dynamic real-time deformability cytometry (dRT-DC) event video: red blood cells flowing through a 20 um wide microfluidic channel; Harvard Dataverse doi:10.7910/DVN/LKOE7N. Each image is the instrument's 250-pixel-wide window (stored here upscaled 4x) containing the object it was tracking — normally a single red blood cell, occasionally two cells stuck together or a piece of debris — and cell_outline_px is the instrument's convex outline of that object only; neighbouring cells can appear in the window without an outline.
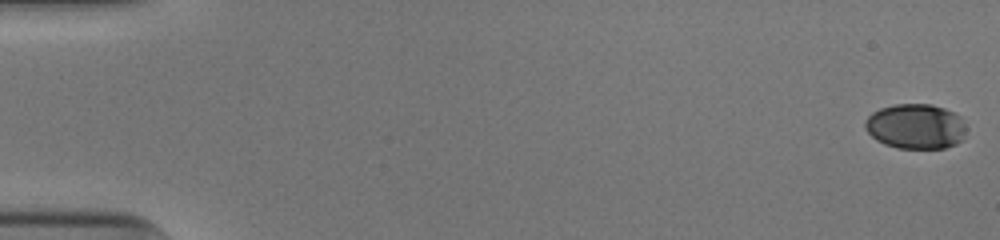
{"species": "human", "species_latin": "Homo sapiens", "temperature_condition": "cold", "stored_images_in_passage": 53, "camera_frame_rate_fps": 3000, "um_per_image_px": 0.085, "donor": {"sex": "male"}, "frame": {"image": 1, "passage_image": 1, "time_ms": 0.0, "image_size_px": [1000, 240], "cell_outline_px": [[968, 128], [960, 140], [956, 144], [944, 148], [896, 148], [884, 144], [876, 140], [864, 128], [864, 120], [872, 112], [880, 108], [892, 104], [932, 104], [944, 108], [960, 116]], "centroid_in_image_um": [77.81, 10.73], "position_along_channel_um": 7.2, "area_um2": 26.82}}
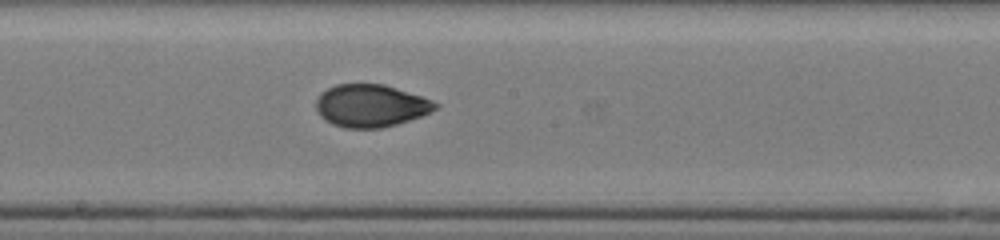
{"frame": {"image": 2, "passage_image": 30, "time_ms": 9.667, "image_size_px": [1000, 240], "cell_outline_px": [[440, 104], [436, 108], [420, 116], [396, 124], [380, 128], [344, 128], [332, 124], [324, 120], [320, 116], [316, 108], [316, 100], [328, 88], [336, 84], [384, 84], [432, 100]], "centroid_in_image_um": [31.49, 8.99], "position_along_channel_um": 216.7, "area_um2": 29.25}}
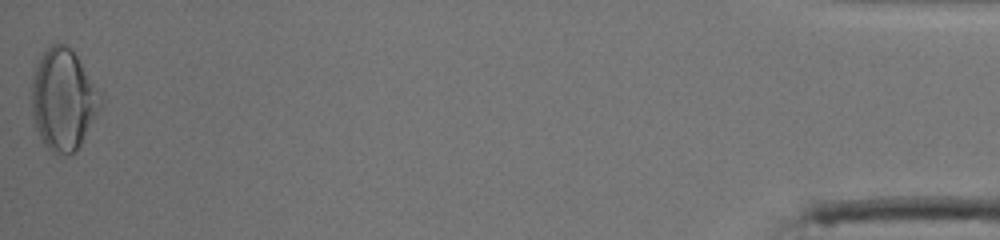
{"frame": {"image": 3, "passage_image": 53, "time_ms": 17.333, "image_size_px": [1000, 240], "cell_outline_px": [[104, 104], [76, 152], [68, 156], [56, 156], [44, 144], [36, 128], [32, 116], [32, 72], [36, 64], [44, 52], [52, 44], [64, 44], [72, 48], [104, 96]], "centroid_in_image_um": [5.41, 8.49], "position_along_channel_um": 429.8, "area_um2": 41.5}, "authors_computed_cell_mechanics": {"area_um2": 29.2468, "velocity_mm_per_s": 3.9464, "shape_relaxation_time_tau1_ms": 5.688, "shape_relaxation_time_tau2_ms": 0.8301, "deformation_change_tau1": 0.1724, "deformation_change_tau2": 0.044}}